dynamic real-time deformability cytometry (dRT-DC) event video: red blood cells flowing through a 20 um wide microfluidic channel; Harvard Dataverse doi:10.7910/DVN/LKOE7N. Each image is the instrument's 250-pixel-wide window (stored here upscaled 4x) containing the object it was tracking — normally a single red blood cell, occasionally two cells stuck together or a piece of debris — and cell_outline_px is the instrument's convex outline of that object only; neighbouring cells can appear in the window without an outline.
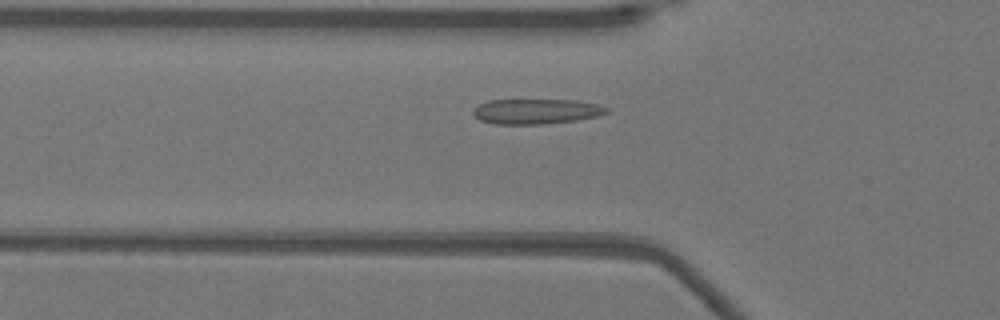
{"species": "Egyptian fruit bat (a non-hibernating species)", "species_latin": "Rousettus aegyptiacus", "temperature_condition": "warm", "stored_images_in_passage": 38, "camera_frame_rate_fps": 3000, "um_per_image_px": 0.085, "animal": {"sex": "female"}, "frame": {"image": 1, "passage_image": 4, "time_ms": 1.0, "image_size_px": [1000, 320], "cell_outline_px": [[608, 112], [596, 116], [576, 120], [544, 124], [492, 124], [480, 120], [472, 112], [480, 104], [488, 100], [576, 100], [596, 104], [608, 108]], "centroid_in_image_um": [45.56, 9.47], "position_along_channel_um": 80.2, "area_um2": 19.36}}
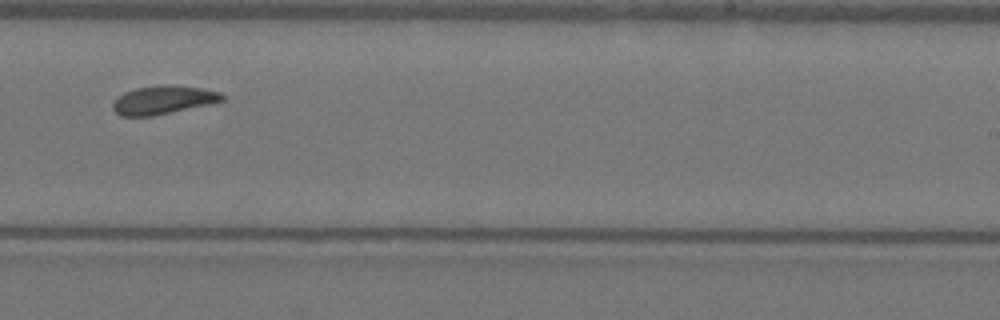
{"frame": {"image": 2, "passage_image": 19, "time_ms": 6.0, "image_size_px": [1000, 320], "cell_outline_px": [[224, 100], [208, 104], [152, 116], [120, 116], [112, 108], [112, 104], [124, 92], [136, 88], [164, 84], [172, 84], [200, 88], [220, 92], [224, 96]], "centroid_in_image_um": [13.86, 8.48], "position_along_channel_um": 275.1, "area_um2": 17.92}}
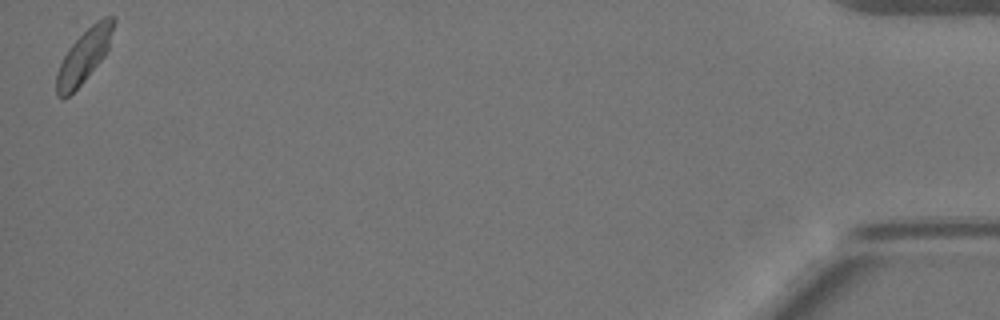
{"frame": {"image": 3, "passage_image": 38, "time_ms": 12.333, "image_size_px": [1000, 320], "cell_outline_px": [[116, 20], [108, 48], [104, 56], [84, 80], [64, 100], [60, 100], [56, 96], [56, 72], [68, 48], [96, 20], [104, 16], [112, 16]], "centroid_in_image_um": [7.12, 4.77], "position_along_channel_um": 428.1, "area_um2": 17.46}, "authors_computed_cell_mechanics": {"area_um2": 17.629, "velocity_mm_per_s": 3.9005, "shape_relaxation_time_tau1_ms": 8.754, "shape_relaxation_time_tau2_ms": 1.8036, "deformation_change_tau1": 0.1788, "deformation_change_tau2": 0.0549}}